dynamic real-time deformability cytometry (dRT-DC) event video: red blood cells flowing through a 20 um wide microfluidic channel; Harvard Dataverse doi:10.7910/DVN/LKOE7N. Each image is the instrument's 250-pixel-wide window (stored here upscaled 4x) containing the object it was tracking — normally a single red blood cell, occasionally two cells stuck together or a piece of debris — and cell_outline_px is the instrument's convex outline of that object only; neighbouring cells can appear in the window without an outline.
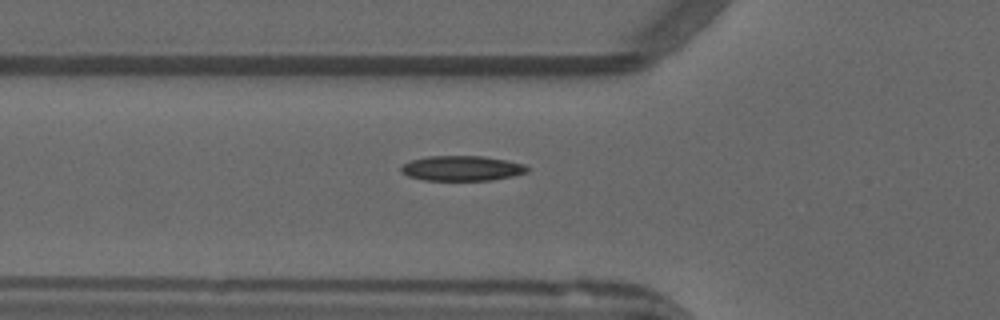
{"species": "common noctule bat (a hibernating species)", "species_latin": "Nyctalus noctula", "temperature_condition": "warm", "stored_images_in_passage": 36, "camera_frame_rate_fps": 3000, "um_per_image_px": 0.085, "animal": {"sex": "male", "forearm_length_mm": 52.5}, "frame": {"image": 1, "passage_image": 10, "time_ms": 3.0, "image_size_px": [1000, 320], "cell_outline_px": [[528, 172], [512, 176], [488, 180], [424, 180], [408, 176], [400, 172], [400, 168], [404, 164], [412, 160], [428, 156], [484, 156], [508, 160], [524, 164], [528, 168]], "centroid_in_image_um": [39.26, 14.3], "position_along_channel_um": 86.5, "area_um2": 18.38}}
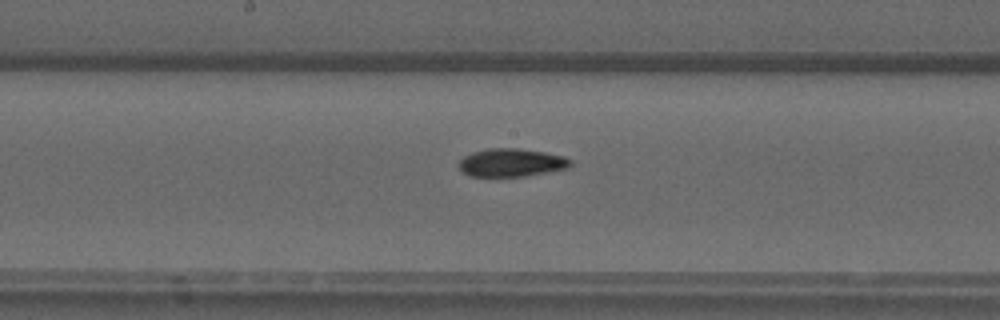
{"frame": {"image": 2, "passage_image": 19, "time_ms": 6.0, "image_size_px": [1000, 320], "cell_outline_px": [[572, 168], [524, 176], [468, 176], [460, 168], [460, 160], [464, 156], [472, 152], [488, 148], [516, 148], [544, 152], [564, 156], [572, 160]], "centroid_in_image_um": [43.52, 13.82], "position_along_channel_um": 204.7, "area_um2": 18.32}}
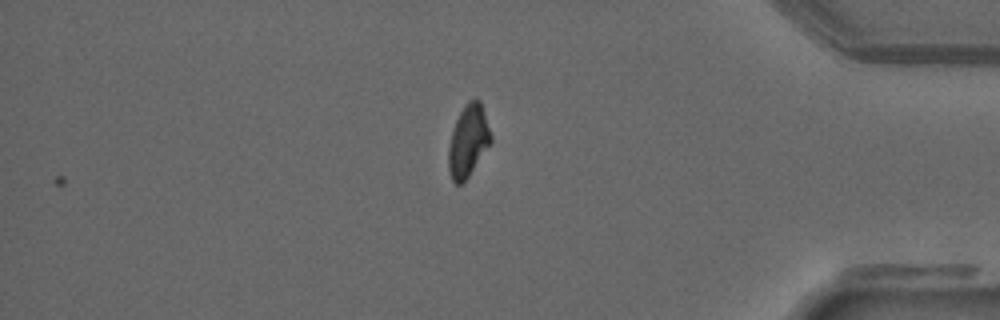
{"frame": {"image": 3, "passage_image": 36, "time_ms": 11.667, "image_size_px": [1000, 320], "cell_outline_px": [[492, 144], [468, 176], [460, 184], [456, 184], [452, 180], [448, 168], [448, 148], [452, 132], [456, 120], [464, 104], [468, 100], [480, 100], [492, 136]], "centroid_in_image_um": [39.81, 11.98], "position_along_channel_um": 395.4, "area_um2": 17.74}, "authors_computed_cell_mechanics": {"area_um2": 18.3515, "velocity_mm_per_s": 3.9225, "shape_relaxation_time_tau1_ms": null, "shape_relaxation_time_tau2_ms": 4.8462, "deformation_change_tau1": null, "deformation_change_tau2": 0.1015}}